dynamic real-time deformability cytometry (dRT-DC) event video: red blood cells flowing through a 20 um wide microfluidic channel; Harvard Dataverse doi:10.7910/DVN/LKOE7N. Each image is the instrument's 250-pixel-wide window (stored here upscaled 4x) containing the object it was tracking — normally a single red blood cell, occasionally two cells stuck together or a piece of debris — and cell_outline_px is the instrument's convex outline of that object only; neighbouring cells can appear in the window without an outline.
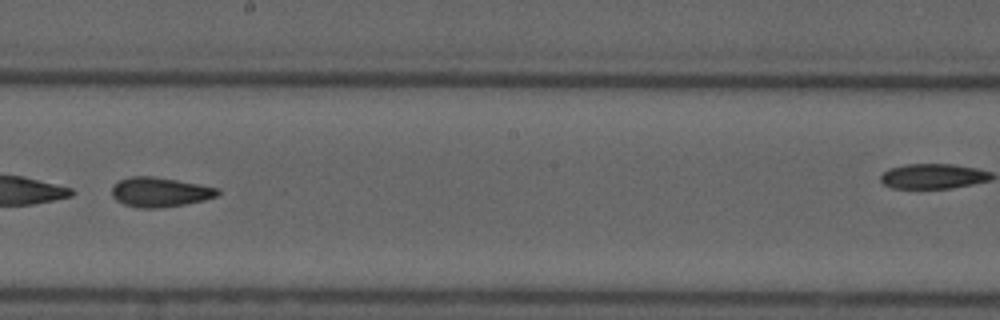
{"species": "common noctule bat (a hibernating species)", "species_latin": "Nyctalus noctula", "temperature_condition": "cold", "stored_images_in_passage": 10, "camera_frame_rate_fps": 3000, "um_per_image_px": 0.085, "animal": {"sex": "male", "forearm_length_mm": 52.5}, "frame": {"image": 1, "passage_image": 9, "time_ms": 10.0, "image_size_px": [1000, 320], "cell_outline_px": [[220, 192], [216, 196], [204, 200], [184, 204], [160, 208], [136, 208], [124, 204], [116, 200], [112, 196], [112, 184], [120, 180], [132, 176], [152, 176], [176, 180], [220, 188]], "centroid_in_image_um": [13.56, 16.33], "position_along_channel_um": 234.6, "area_um2": 18.26}}